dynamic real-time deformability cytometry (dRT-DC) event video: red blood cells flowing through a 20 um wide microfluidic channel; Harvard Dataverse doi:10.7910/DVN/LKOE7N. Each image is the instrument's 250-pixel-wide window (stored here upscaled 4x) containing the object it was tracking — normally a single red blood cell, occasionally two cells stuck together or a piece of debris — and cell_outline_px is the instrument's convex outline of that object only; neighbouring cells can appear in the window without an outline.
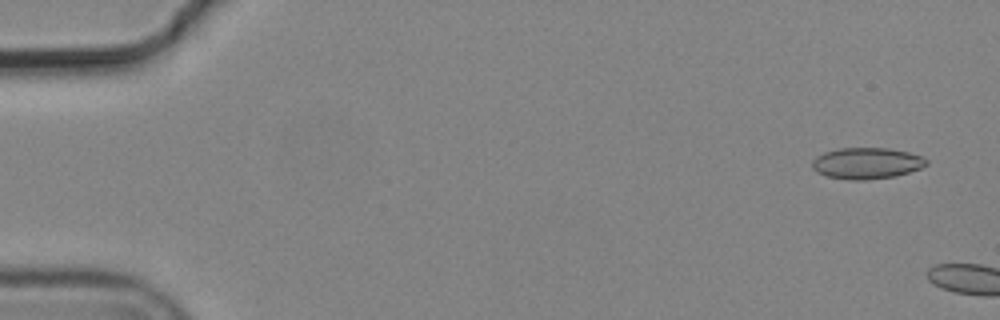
{"species": "common noctule bat (a hibernating species)", "species_latin": "Nyctalus noctula", "temperature_condition": "cold", "stored_images_in_passage": 2, "camera_frame_rate_fps": 3000, "um_per_image_px": 0.085, "animal": {"sex": "male", "body_mass_g": 19.2, "forearm_length_mm": 51.8}, "frame": {"image": 1, "passage_image": 1, "time_ms": 0.0, "image_size_px": [1000, 320], "cell_outline_px": [[928, 164], [920, 168], [896, 176], [864, 180], [852, 180], [828, 176], [816, 172], [812, 168], [812, 160], [816, 156], [824, 152], [840, 148], [888, 148], [908, 152], [920, 156], [928, 160]], "centroid_in_image_um": [73.65, 13.87], "position_along_channel_um": 11.4, "area_um2": 20.75}}